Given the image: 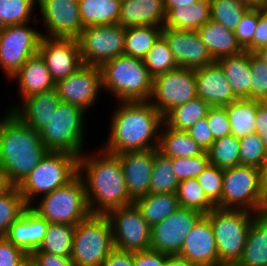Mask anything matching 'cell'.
Returning a JSON list of instances; mask_svg holds the SVG:
<instances>
[{
    "instance_id": "cell-1",
    "label": "cell",
    "mask_w": 267,
    "mask_h": 266,
    "mask_svg": "<svg viewBox=\"0 0 267 266\" xmlns=\"http://www.w3.org/2000/svg\"><path fill=\"white\" fill-rule=\"evenodd\" d=\"M111 116L105 152L119 153L157 149L162 114L149 101L120 102Z\"/></svg>"
},
{
    "instance_id": "cell-2",
    "label": "cell",
    "mask_w": 267,
    "mask_h": 266,
    "mask_svg": "<svg viewBox=\"0 0 267 266\" xmlns=\"http://www.w3.org/2000/svg\"><path fill=\"white\" fill-rule=\"evenodd\" d=\"M78 158V174L86 190L91 214L106 215L110 210L133 204L120 159L102 148Z\"/></svg>"
},
{
    "instance_id": "cell-3",
    "label": "cell",
    "mask_w": 267,
    "mask_h": 266,
    "mask_svg": "<svg viewBox=\"0 0 267 266\" xmlns=\"http://www.w3.org/2000/svg\"><path fill=\"white\" fill-rule=\"evenodd\" d=\"M0 119V164L9 182L18 186L49 150L39 133L7 110Z\"/></svg>"
},
{
    "instance_id": "cell-4",
    "label": "cell",
    "mask_w": 267,
    "mask_h": 266,
    "mask_svg": "<svg viewBox=\"0 0 267 266\" xmlns=\"http://www.w3.org/2000/svg\"><path fill=\"white\" fill-rule=\"evenodd\" d=\"M102 90L119 102L149 101L153 78L144 60L121 55L100 66Z\"/></svg>"
},
{
    "instance_id": "cell-5",
    "label": "cell",
    "mask_w": 267,
    "mask_h": 266,
    "mask_svg": "<svg viewBox=\"0 0 267 266\" xmlns=\"http://www.w3.org/2000/svg\"><path fill=\"white\" fill-rule=\"evenodd\" d=\"M256 213L215 207L210 220L218 251V266H235L240 260Z\"/></svg>"
},
{
    "instance_id": "cell-6",
    "label": "cell",
    "mask_w": 267,
    "mask_h": 266,
    "mask_svg": "<svg viewBox=\"0 0 267 266\" xmlns=\"http://www.w3.org/2000/svg\"><path fill=\"white\" fill-rule=\"evenodd\" d=\"M78 174V157L66 152L49 151L17 186L27 206L38 196L64 186Z\"/></svg>"
},
{
    "instance_id": "cell-7",
    "label": "cell",
    "mask_w": 267,
    "mask_h": 266,
    "mask_svg": "<svg viewBox=\"0 0 267 266\" xmlns=\"http://www.w3.org/2000/svg\"><path fill=\"white\" fill-rule=\"evenodd\" d=\"M85 114L80 107L61 101L49 124L39 133L41 142L49 151L83 156Z\"/></svg>"
},
{
    "instance_id": "cell-8",
    "label": "cell",
    "mask_w": 267,
    "mask_h": 266,
    "mask_svg": "<svg viewBox=\"0 0 267 266\" xmlns=\"http://www.w3.org/2000/svg\"><path fill=\"white\" fill-rule=\"evenodd\" d=\"M36 204L30 207L48 223L77 225L91 215L85 185L79 174L64 186L43 195Z\"/></svg>"
},
{
    "instance_id": "cell-9",
    "label": "cell",
    "mask_w": 267,
    "mask_h": 266,
    "mask_svg": "<svg viewBox=\"0 0 267 266\" xmlns=\"http://www.w3.org/2000/svg\"><path fill=\"white\" fill-rule=\"evenodd\" d=\"M221 209H241L253 213L267 211V198L260 187L259 168L238 165L224 169Z\"/></svg>"
},
{
    "instance_id": "cell-10",
    "label": "cell",
    "mask_w": 267,
    "mask_h": 266,
    "mask_svg": "<svg viewBox=\"0 0 267 266\" xmlns=\"http://www.w3.org/2000/svg\"><path fill=\"white\" fill-rule=\"evenodd\" d=\"M113 248L111 223L106 215L91 214L75 225L70 256L74 266H101Z\"/></svg>"
},
{
    "instance_id": "cell-11",
    "label": "cell",
    "mask_w": 267,
    "mask_h": 266,
    "mask_svg": "<svg viewBox=\"0 0 267 266\" xmlns=\"http://www.w3.org/2000/svg\"><path fill=\"white\" fill-rule=\"evenodd\" d=\"M29 24L0 28V68L10 80L30 57L38 54L44 33Z\"/></svg>"
},
{
    "instance_id": "cell-12",
    "label": "cell",
    "mask_w": 267,
    "mask_h": 266,
    "mask_svg": "<svg viewBox=\"0 0 267 266\" xmlns=\"http://www.w3.org/2000/svg\"><path fill=\"white\" fill-rule=\"evenodd\" d=\"M125 32L120 24L84 27L77 38L82 64L101 66L124 55Z\"/></svg>"
},
{
    "instance_id": "cell-13",
    "label": "cell",
    "mask_w": 267,
    "mask_h": 266,
    "mask_svg": "<svg viewBox=\"0 0 267 266\" xmlns=\"http://www.w3.org/2000/svg\"><path fill=\"white\" fill-rule=\"evenodd\" d=\"M196 97L195 69L179 67L153 79L149 102L165 117L175 107Z\"/></svg>"
},
{
    "instance_id": "cell-14",
    "label": "cell",
    "mask_w": 267,
    "mask_h": 266,
    "mask_svg": "<svg viewBox=\"0 0 267 266\" xmlns=\"http://www.w3.org/2000/svg\"><path fill=\"white\" fill-rule=\"evenodd\" d=\"M108 217L115 248L138 252L151 248V226L134 204L110 210Z\"/></svg>"
},
{
    "instance_id": "cell-15",
    "label": "cell",
    "mask_w": 267,
    "mask_h": 266,
    "mask_svg": "<svg viewBox=\"0 0 267 266\" xmlns=\"http://www.w3.org/2000/svg\"><path fill=\"white\" fill-rule=\"evenodd\" d=\"M204 216L189 208H178L172 215L151 226V248L167 255H178L187 234Z\"/></svg>"
},
{
    "instance_id": "cell-16",
    "label": "cell",
    "mask_w": 267,
    "mask_h": 266,
    "mask_svg": "<svg viewBox=\"0 0 267 266\" xmlns=\"http://www.w3.org/2000/svg\"><path fill=\"white\" fill-rule=\"evenodd\" d=\"M62 102L88 111L96 103L102 90L100 66L82 65L72 75L55 83Z\"/></svg>"
},
{
    "instance_id": "cell-17",
    "label": "cell",
    "mask_w": 267,
    "mask_h": 266,
    "mask_svg": "<svg viewBox=\"0 0 267 266\" xmlns=\"http://www.w3.org/2000/svg\"><path fill=\"white\" fill-rule=\"evenodd\" d=\"M45 37L77 39L83 29L78 0H37Z\"/></svg>"
},
{
    "instance_id": "cell-18",
    "label": "cell",
    "mask_w": 267,
    "mask_h": 266,
    "mask_svg": "<svg viewBox=\"0 0 267 266\" xmlns=\"http://www.w3.org/2000/svg\"><path fill=\"white\" fill-rule=\"evenodd\" d=\"M38 53L44 59L55 83L72 75L83 65L77 39L43 36Z\"/></svg>"
},
{
    "instance_id": "cell-19",
    "label": "cell",
    "mask_w": 267,
    "mask_h": 266,
    "mask_svg": "<svg viewBox=\"0 0 267 266\" xmlns=\"http://www.w3.org/2000/svg\"><path fill=\"white\" fill-rule=\"evenodd\" d=\"M162 36L179 67L197 69L215 62L197 31L163 27Z\"/></svg>"
},
{
    "instance_id": "cell-20",
    "label": "cell",
    "mask_w": 267,
    "mask_h": 266,
    "mask_svg": "<svg viewBox=\"0 0 267 266\" xmlns=\"http://www.w3.org/2000/svg\"><path fill=\"white\" fill-rule=\"evenodd\" d=\"M130 199L145 197L150 193V180L154 165V149L119 153Z\"/></svg>"
},
{
    "instance_id": "cell-21",
    "label": "cell",
    "mask_w": 267,
    "mask_h": 266,
    "mask_svg": "<svg viewBox=\"0 0 267 266\" xmlns=\"http://www.w3.org/2000/svg\"><path fill=\"white\" fill-rule=\"evenodd\" d=\"M178 256L197 266H218V251L212 225L205 215L185 237Z\"/></svg>"
},
{
    "instance_id": "cell-22",
    "label": "cell",
    "mask_w": 267,
    "mask_h": 266,
    "mask_svg": "<svg viewBox=\"0 0 267 266\" xmlns=\"http://www.w3.org/2000/svg\"><path fill=\"white\" fill-rule=\"evenodd\" d=\"M61 102L56 89L43 93L30 95L19 102L9 111L16 114L32 130L40 133L50 121L53 112L56 111ZM21 105V106H20Z\"/></svg>"
},
{
    "instance_id": "cell-23",
    "label": "cell",
    "mask_w": 267,
    "mask_h": 266,
    "mask_svg": "<svg viewBox=\"0 0 267 266\" xmlns=\"http://www.w3.org/2000/svg\"><path fill=\"white\" fill-rule=\"evenodd\" d=\"M195 79L197 97L202 98L210 106L224 107L237 99L223 69L216 61L195 69Z\"/></svg>"
},
{
    "instance_id": "cell-24",
    "label": "cell",
    "mask_w": 267,
    "mask_h": 266,
    "mask_svg": "<svg viewBox=\"0 0 267 266\" xmlns=\"http://www.w3.org/2000/svg\"><path fill=\"white\" fill-rule=\"evenodd\" d=\"M48 226L49 223L28 206L4 237L30 255L43 242Z\"/></svg>"
},
{
    "instance_id": "cell-25",
    "label": "cell",
    "mask_w": 267,
    "mask_h": 266,
    "mask_svg": "<svg viewBox=\"0 0 267 266\" xmlns=\"http://www.w3.org/2000/svg\"><path fill=\"white\" fill-rule=\"evenodd\" d=\"M165 19L164 0H122L117 24L124 28L135 26L163 27Z\"/></svg>"
},
{
    "instance_id": "cell-26",
    "label": "cell",
    "mask_w": 267,
    "mask_h": 266,
    "mask_svg": "<svg viewBox=\"0 0 267 266\" xmlns=\"http://www.w3.org/2000/svg\"><path fill=\"white\" fill-rule=\"evenodd\" d=\"M13 79L15 82L18 80V89L22 96L21 101L30 95L55 88V81L39 53L30 57L14 75Z\"/></svg>"
},
{
    "instance_id": "cell-27",
    "label": "cell",
    "mask_w": 267,
    "mask_h": 266,
    "mask_svg": "<svg viewBox=\"0 0 267 266\" xmlns=\"http://www.w3.org/2000/svg\"><path fill=\"white\" fill-rule=\"evenodd\" d=\"M197 33L215 61L244 51L235 33L212 19L201 26Z\"/></svg>"
},
{
    "instance_id": "cell-28",
    "label": "cell",
    "mask_w": 267,
    "mask_h": 266,
    "mask_svg": "<svg viewBox=\"0 0 267 266\" xmlns=\"http://www.w3.org/2000/svg\"><path fill=\"white\" fill-rule=\"evenodd\" d=\"M235 266H267V211L255 214L242 256Z\"/></svg>"
},
{
    "instance_id": "cell-29",
    "label": "cell",
    "mask_w": 267,
    "mask_h": 266,
    "mask_svg": "<svg viewBox=\"0 0 267 266\" xmlns=\"http://www.w3.org/2000/svg\"><path fill=\"white\" fill-rule=\"evenodd\" d=\"M225 73V77L237 99L251 98L250 52L226 56L216 61Z\"/></svg>"
},
{
    "instance_id": "cell-30",
    "label": "cell",
    "mask_w": 267,
    "mask_h": 266,
    "mask_svg": "<svg viewBox=\"0 0 267 266\" xmlns=\"http://www.w3.org/2000/svg\"><path fill=\"white\" fill-rule=\"evenodd\" d=\"M157 149L170 158H190L205 153L186 131L171 129L165 123L160 130Z\"/></svg>"
},
{
    "instance_id": "cell-31",
    "label": "cell",
    "mask_w": 267,
    "mask_h": 266,
    "mask_svg": "<svg viewBox=\"0 0 267 266\" xmlns=\"http://www.w3.org/2000/svg\"><path fill=\"white\" fill-rule=\"evenodd\" d=\"M209 0H199L189 7H174L166 13L163 27L197 31L210 20Z\"/></svg>"
},
{
    "instance_id": "cell-32",
    "label": "cell",
    "mask_w": 267,
    "mask_h": 266,
    "mask_svg": "<svg viewBox=\"0 0 267 266\" xmlns=\"http://www.w3.org/2000/svg\"><path fill=\"white\" fill-rule=\"evenodd\" d=\"M122 0H78L84 27L117 24Z\"/></svg>"
},
{
    "instance_id": "cell-33",
    "label": "cell",
    "mask_w": 267,
    "mask_h": 266,
    "mask_svg": "<svg viewBox=\"0 0 267 266\" xmlns=\"http://www.w3.org/2000/svg\"><path fill=\"white\" fill-rule=\"evenodd\" d=\"M258 100L241 98L224 106L231 125V135L241 139L256 132Z\"/></svg>"
},
{
    "instance_id": "cell-34",
    "label": "cell",
    "mask_w": 267,
    "mask_h": 266,
    "mask_svg": "<svg viewBox=\"0 0 267 266\" xmlns=\"http://www.w3.org/2000/svg\"><path fill=\"white\" fill-rule=\"evenodd\" d=\"M133 204L150 225L163 221L180 208L176 193L151 194L139 198Z\"/></svg>"
},
{
    "instance_id": "cell-35",
    "label": "cell",
    "mask_w": 267,
    "mask_h": 266,
    "mask_svg": "<svg viewBox=\"0 0 267 266\" xmlns=\"http://www.w3.org/2000/svg\"><path fill=\"white\" fill-rule=\"evenodd\" d=\"M210 107L202 98L196 97L171 110L164 117V123L171 129L187 131L200 119L206 118Z\"/></svg>"
},
{
    "instance_id": "cell-36",
    "label": "cell",
    "mask_w": 267,
    "mask_h": 266,
    "mask_svg": "<svg viewBox=\"0 0 267 266\" xmlns=\"http://www.w3.org/2000/svg\"><path fill=\"white\" fill-rule=\"evenodd\" d=\"M160 26H135L126 28L124 55L144 59L162 35Z\"/></svg>"
},
{
    "instance_id": "cell-37",
    "label": "cell",
    "mask_w": 267,
    "mask_h": 266,
    "mask_svg": "<svg viewBox=\"0 0 267 266\" xmlns=\"http://www.w3.org/2000/svg\"><path fill=\"white\" fill-rule=\"evenodd\" d=\"M75 225L49 223L44 240L34 252L71 256Z\"/></svg>"
},
{
    "instance_id": "cell-38",
    "label": "cell",
    "mask_w": 267,
    "mask_h": 266,
    "mask_svg": "<svg viewBox=\"0 0 267 266\" xmlns=\"http://www.w3.org/2000/svg\"><path fill=\"white\" fill-rule=\"evenodd\" d=\"M179 180L174 173L171 158L154 149V165L150 180L151 194L176 193Z\"/></svg>"
},
{
    "instance_id": "cell-39",
    "label": "cell",
    "mask_w": 267,
    "mask_h": 266,
    "mask_svg": "<svg viewBox=\"0 0 267 266\" xmlns=\"http://www.w3.org/2000/svg\"><path fill=\"white\" fill-rule=\"evenodd\" d=\"M207 153L210 164L218 168L228 169L240 165V142L233 135L214 140Z\"/></svg>"
},
{
    "instance_id": "cell-40",
    "label": "cell",
    "mask_w": 267,
    "mask_h": 266,
    "mask_svg": "<svg viewBox=\"0 0 267 266\" xmlns=\"http://www.w3.org/2000/svg\"><path fill=\"white\" fill-rule=\"evenodd\" d=\"M176 195L180 207L194 209L204 215L216 207L207 198L196 178L179 181Z\"/></svg>"
},
{
    "instance_id": "cell-41",
    "label": "cell",
    "mask_w": 267,
    "mask_h": 266,
    "mask_svg": "<svg viewBox=\"0 0 267 266\" xmlns=\"http://www.w3.org/2000/svg\"><path fill=\"white\" fill-rule=\"evenodd\" d=\"M35 4L37 0H0V28L28 22L37 24L38 19L32 16Z\"/></svg>"
},
{
    "instance_id": "cell-42",
    "label": "cell",
    "mask_w": 267,
    "mask_h": 266,
    "mask_svg": "<svg viewBox=\"0 0 267 266\" xmlns=\"http://www.w3.org/2000/svg\"><path fill=\"white\" fill-rule=\"evenodd\" d=\"M150 76L155 77L179 68L168 43L161 35L143 59Z\"/></svg>"
},
{
    "instance_id": "cell-43",
    "label": "cell",
    "mask_w": 267,
    "mask_h": 266,
    "mask_svg": "<svg viewBox=\"0 0 267 266\" xmlns=\"http://www.w3.org/2000/svg\"><path fill=\"white\" fill-rule=\"evenodd\" d=\"M28 206L17 186L0 194V237H4L10 226L22 215Z\"/></svg>"
},
{
    "instance_id": "cell-44",
    "label": "cell",
    "mask_w": 267,
    "mask_h": 266,
    "mask_svg": "<svg viewBox=\"0 0 267 266\" xmlns=\"http://www.w3.org/2000/svg\"><path fill=\"white\" fill-rule=\"evenodd\" d=\"M210 19L235 31L244 13L249 9L238 0H209Z\"/></svg>"
},
{
    "instance_id": "cell-45",
    "label": "cell",
    "mask_w": 267,
    "mask_h": 266,
    "mask_svg": "<svg viewBox=\"0 0 267 266\" xmlns=\"http://www.w3.org/2000/svg\"><path fill=\"white\" fill-rule=\"evenodd\" d=\"M240 142V165L254 166L259 168L267 156V149L262 143L257 132L251 133L241 139Z\"/></svg>"
},
{
    "instance_id": "cell-46",
    "label": "cell",
    "mask_w": 267,
    "mask_h": 266,
    "mask_svg": "<svg viewBox=\"0 0 267 266\" xmlns=\"http://www.w3.org/2000/svg\"><path fill=\"white\" fill-rule=\"evenodd\" d=\"M224 169L209 164L196 178L207 198L216 206L221 201Z\"/></svg>"
},
{
    "instance_id": "cell-47",
    "label": "cell",
    "mask_w": 267,
    "mask_h": 266,
    "mask_svg": "<svg viewBox=\"0 0 267 266\" xmlns=\"http://www.w3.org/2000/svg\"><path fill=\"white\" fill-rule=\"evenodd\" d=\"M172 167L179 181L197 178L210 164L208 153L190 158H171Z\"/></svg>"
},
{
    "instance_id": "cell-48",
    "label": "cell",
    "mask_w": 267,
    "mask_h": 266,
    "mask_svg": "<svg viewBox=\"0 0 267 266\" xmlns=\"http://www.w3.org/2000/svg\"><path fill=\"white\" fill-rule=\"evenodd\" d=\"M251 99L267 101V64L255 53H250Z\"/></svg>"
},
{
    "instance_id": "cell-49",
    "label": "cell",
    "mask_w": 267,
    "mask_h": 266,
    "mask_svg": "<svg viewBox=\"0 0 267 266\" xmlns=\"http://www.w3.org/2000/svg\"><path fill=\"white\" fill-rule=\"evenodd\" d=\"M206 119L214 140L231 135V125L225 107L211 106Z\"/></svg>"
},
{
    "instance_id": "cell-50",
    "label": "cell",
    "mask_w": 267,
    "mask_h": 266,
    "mask_svg": "<svg viewBox=\"0 0 267 266\" xmlns=\"http://www.w3.org/2000/svg\"><path fill=\"white\" fill-rule=\"evenodd\" d=\"M257 23L258 8H249L234 31L237 41L243 49L252 42Z\"/></svg>"
},
{
    "instance_id": "cell-51",
    "label": "cell",
    "mask_w": 267,
    "mask_h": 266,
    "mask_svg": "<svg viewBox=\"0 0 267 266\" xmlns=\"http://www.w3.org/2000/svg\"><path fill=\"white\" fill-rule=\"evenodd\" d=\"M29 262V255L21 248L0 237V266H25Z\"/></svg>"
},
{
    "instance_id": "cell-52",
    "label": "cell",
    "mask_w": 267,
    "mask_h": 266,
    "mask_svg": "<svg viewBox=\"0 0 267 266\" xmlns=\"http://www.w3.org/2000/svg\"><path fill=\"white\" fill-rule=\"evenodd\" d=\"M186 132L205 152L210 149L214 138L206 118L200 119Z\"/></svg>"
},
{
    "instance_id": "cell-53",
    "label": "cell",
    "mask_w": 267,
    "mask_h": 266,
    "mask_svg": "<svg viewBox=\"0 0 267 266\" xmlns=\"http://www.w3.org/2000/svg\"><path fill=\"white\" fill-rule=\"evenodd\" d=\"M32 266H74L70 256L49 254L46 252H32L29 255Z\"/></svg>"
},
{
    "instance_id": "cell-54",
    "label": "cell",
    "mask_w": 267,
    "mask_h": 266,
    "mask_svg": "<svg viewBox=\"0 0 267 266\" xmlns=\"http://www.w3.org/2000/svg\"><path fill=\"white\" fill-rule=\"evenodd\" d=\"M134 266H168V255L152 249L133 252Z\"/></svg>"
},
{
    "instance_id": "cell-55",
    "label": "cell",
    "mask_w": 267,
    "mask_h": 266,
    "mask_svg": "<svg viewBox=\"0 0 267 266\" xmlns=\"http://www.w3.org/2000/svg\"><path fill=\"white\" fill-rule=\"evenodd\" d=\"M265 45H267V21L263 18L258 8V23L253 35V40L244 50L255 53Z\"/></svg>"
},
{
    "instance_id": "cell-56",
    "label": "cell",
    "mask_w": 267,
    "mask_h": 266,
    "mask_svg": "<svg viewBox=\"0 0 267 266\" xmlns=\"http://www.w3.org/2000/svg\"><path fill=\"white\" fill-rule=\"evenodd\" d=\"M101 266H134L133 252L113 248Z\"/></svg>"
},
{
    "instance_id": "cell-57",
    "label": "cell",
    "mask_w": 267,
    "mask_h": 266,
    "mask_svg": "<svg viewBox=\"0 0 267 266\" xmlns=\"http://www.w3.org/2000/svg\"><path fill=\"white\" fill-rule=\"evenodd\" d=\"M256 132L267 149V101H259L256 113Z\"/></svg>"
},
{
    "instance_id": "cell-58",
    "label": "cell",
    "mask_w": 267,
    "mask_h": 266,
    "mask_svg": "<svg viewBox=\"0 0 267 266\" xmlns=\"http://www.w3.org/2000/svg\"><path fill=\"white\" fill-rule=\"evenodd\" d=\"M259 176H260V187L267 198V156L259 167Z\"/></svg>"
},
{
    "instance_id": "cell-59",
    "label": "cell",
    "mask_w": 267,
    "mask_h": 266,
    "mask_svg": "<svg viewBox=\"0 0 267 266\" xmlns=\"http://www.w3.org/2000/svg\"><path fill=\"white\" fill-rule=\"evenodd\" d=\"M199 0H164V7L166 13L174 7H189Z\"/></svg>"
},
{
    "instance_id": "cell-60",
    "label": "cell",
    "mask_w": 267,
    "mask_h": 266,
    "mask_svg": "<svg viewBox=\"0 0 267 266\" xmlns=\"http://www.w3.org/2000/svg\"><path fill=\"white\" fill-rule=\"evenodd\" d=\"M168 266H197L178 255H168Z\"/></svg>"
},
{
    "instance_id": "cell-61",
    "label": "cell",
    "mask_w": 267,
    "mask_h": 266,
    "mask_svg": "<svg viewBox=\"0 0 267 266\" xmlns=\"http://www.w3.org/2000/svg\"><path fill=\"white\" fill-rule=\"evenodd\" d=\"M13 185L9 182L5 170L0 164V194L9 190Z\"/></svg>"
},
{
    "instance_id": "cell-62",
    "label": "cell",
    "mask_w": 267,
    "mask_h": 266,
    "mask_svg": "<svg viewBox=\"0 0 267 266\" xmlns=\"http://www.w3.org/2000/svg\"><path fill=\"white\" fill-rule=\"evenodd\" d=\"M249 8H259L267 0H238Z\"/></svg>"
},
{
    "instance_id": "cell-63",
    "label": "cell",
    "mask_w": 267,
    "mask_h": 266,
    "mask_svg": "<svg viewBox=\"0 0 267 266\" xmlns=\"http://www.w3.org/2000/svg\"><path fill=\"white\" fill-rule=\"evenodd\" d=\"M255 54L267 64V45L261 47Z\"/></svg>"
},
{
    "instance_id": "cell-64",
    "label": "cell",
    "mask_w": 267,
    "mask_h": 266,
    "mask_svg": "<svg viewBox=\"0 0 267 266\" xmlns=\"http://www.w3.org/2000/svg\"><path fill=\"white\" fill-rule=\"evenodd\" d=\"M259 11L263 18L267 21V1H265L260 7Z\"/></svg>"
},
{
    "instance_id": "cell-65",
    "label": "cell",
    "mask_w": 267,
    "mask_h": 266,
    "mask_svg": "<svg viewBox=\"0 0 267 266\" xmlns=\"http://www.w3.org/2000/svg\"><path fill=\"white\" fill-rule=\"evenodd\" d=\"M25 266H32V264L30 262H28Z\"/></svg>"
}]
</instances>
